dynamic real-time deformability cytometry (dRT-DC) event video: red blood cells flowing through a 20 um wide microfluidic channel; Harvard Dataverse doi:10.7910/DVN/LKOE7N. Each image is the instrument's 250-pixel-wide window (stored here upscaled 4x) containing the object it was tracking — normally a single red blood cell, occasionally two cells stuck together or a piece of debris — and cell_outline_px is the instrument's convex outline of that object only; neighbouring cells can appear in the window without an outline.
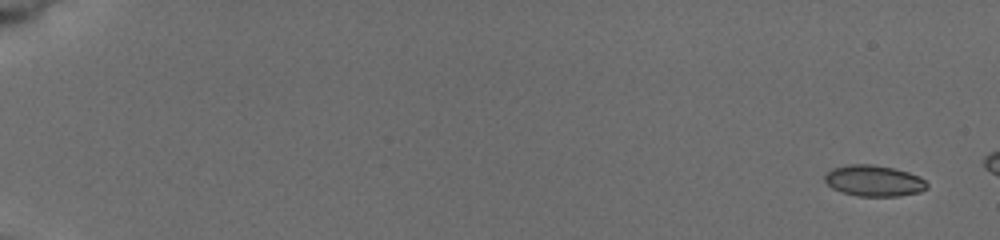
{"species": "common noctule bat (a hibernating species)", "species_latin": "Nyctalus noctula", "temperature_condition": "cold", "stored_images_in_passage": 7, "camera_frame_rate_fps": 3000, "um_per_image_px": 0.085, "animal": {"sex": "female", "body_mass_g": 19.5, "forearm_length_mm": 54.1}, "frame": {"image": 1, "passage_image": 1, "time_ms": 0.0, "image_size_px": [1000, 240], "cell_outline_px": [[928, 188], [920, 192], [900, 196], [856, 196], [840, 192], [832, 188], [824, 180], [824, 176], [832, 168], [848, 164], [872, 164], [892, 168], [908, 172], [920, 176], [928, 184]], "centroid_in_image_um": [74.28, 15.37], "position_along_channel_um": 10.7, "area_um2": 18.67}}